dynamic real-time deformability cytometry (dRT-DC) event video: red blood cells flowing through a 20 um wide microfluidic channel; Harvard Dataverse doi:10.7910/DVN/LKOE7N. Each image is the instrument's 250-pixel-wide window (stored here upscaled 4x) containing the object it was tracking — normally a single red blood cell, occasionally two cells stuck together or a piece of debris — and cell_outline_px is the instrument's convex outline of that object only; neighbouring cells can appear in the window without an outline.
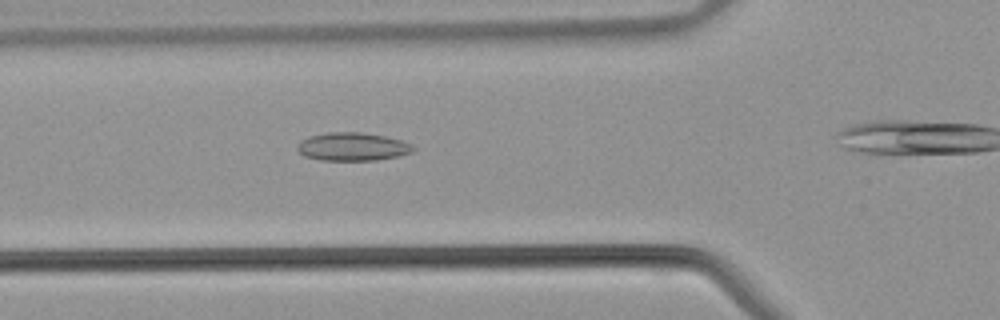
{"species": "common noctule bat (a hibernating species)", "species_latin": "Nyctalus noctula", "temperature_condition": "warm", "stored_images_in_passage": 26, "camera_frame_rate_fps": 3000, "um_per_image_px": 0.085, "animal": {"sex": "male", "body_mass_g": 21.5, "forearm_length_mm": 52.0}, "frame": {"image": 1, "passage_image": 7, "time_ms": 2.0, "image_size_px": [1000, 320], "cell_outline_px": [[416, 148], [412, 152], [396, 156], [376, 160], [320, 160], [304, 156], [296, 148], [300, 140], [308, 136], [328, 132], [360, 132], [384, 136], [400, 140], [412, 144]], "centroid_in_image_um": [29.93, 12.46], "position_along_channel_um": 95.9, "area_um2": 19.02}}
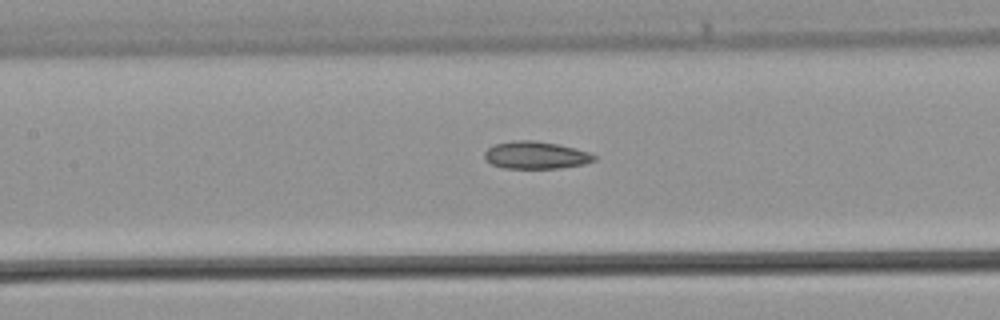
{"frame": {"image": 2, "passage_image": 11, "time_ms": 3.333, "image_size_px": [1000, 320], "cell_outline_px": [[596, 160], [584, 164], [560, 168], [504, 168], [492, 164], [484, 160], [484, 152], [488, 148], [496, 144], [512, 140], [536, 140], [576, 148], [588, 152], [596, 156]], "centroid_in_image_um": [45.53, 13.19], "position_along_channel_um": 161.9, "area_um2": 17.57}}
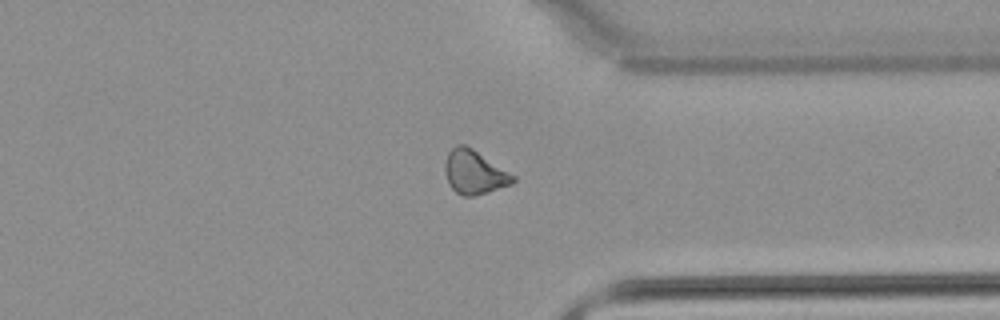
{"frame": {"image": 3, "passage_image": 24, "time_ms": 7.667, "image_size_px": [1000, 320], "cell_outline_px": [[516, 180], [512, 184], [488, 192], [472, 196], [464, 196], [456, 192], [448, 184], [444, 172], [444, 164], [448, 152], [456, 144], [464, 144], [472, 148], [516, 176]], "centroid_in_image_um": [40.3, 14.63], "position_along_channel_um": 371.1, "area_um2": 17.46}}